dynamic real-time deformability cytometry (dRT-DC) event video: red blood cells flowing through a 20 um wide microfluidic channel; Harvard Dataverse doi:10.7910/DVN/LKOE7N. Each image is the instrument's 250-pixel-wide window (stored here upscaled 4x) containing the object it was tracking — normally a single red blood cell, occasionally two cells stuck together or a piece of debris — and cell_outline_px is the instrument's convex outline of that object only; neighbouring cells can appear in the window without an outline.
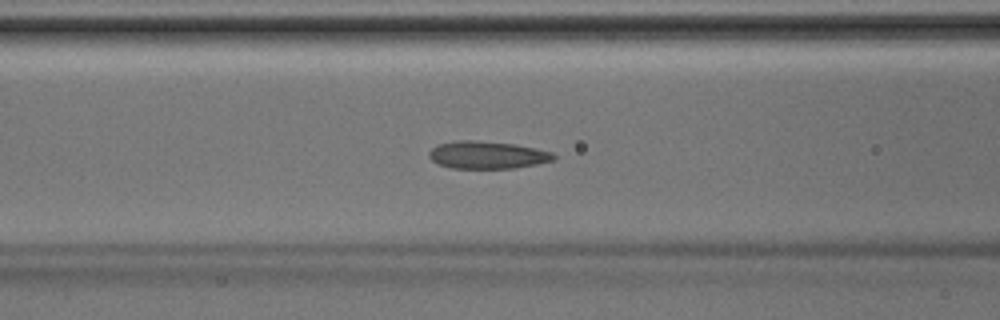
{"species": "Egyptian fruit bat (a non-hibernating species)", "species_latin": "Rousettus aegyptiacus", "temperature_condition": "room temperature", "stored_images_in_passage": 39, "camera_frame_rate_fps": 3000, "um_per_image_px": 0.085, "animal": {"sex": "male"}, "frame": {"image": 1, "passage_image": 13, "time_ms": 4.0, "image_size_px": [1000, 320], "cell_outline_px": [[556, 160], [516, 168], [452, 168], [436, 164], [428, 156], [428, 152], [436, 144], [456, 140], [476, 140], [516, 144], [536, 148], [552, 152], [556, 156]], "centroid_in_image_um": [41.41, 13.16], "position_along_channel_um": 125.2, "area_um2": 20.29}}
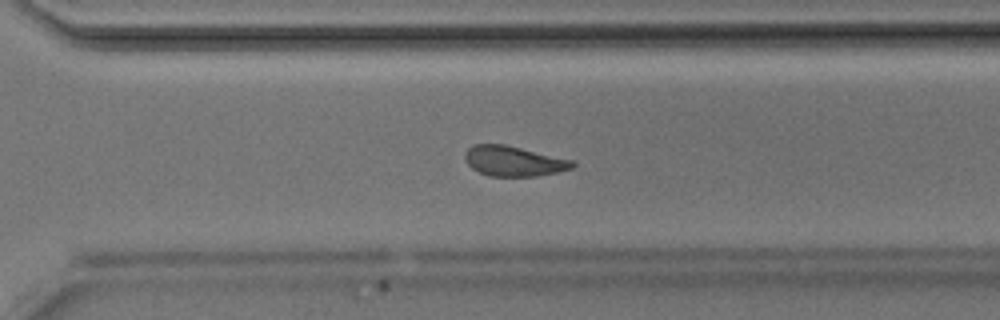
{"frame": {"image": 2, "passage_image": 26, "time_ms": 8.333, "image_size_px": [1000, 320], "cell_outline_px": [[576, 164], [572, 168], [556, 172], [536, 176], [488, 176], [472, 168], [464, 160], [464, 152], [472, 144], [504, 144], [572, 160]], "centroid_in_image_um": [43.61, 13.69], "position_along_channel_um": 327.0, "area_um2": 18.79}}
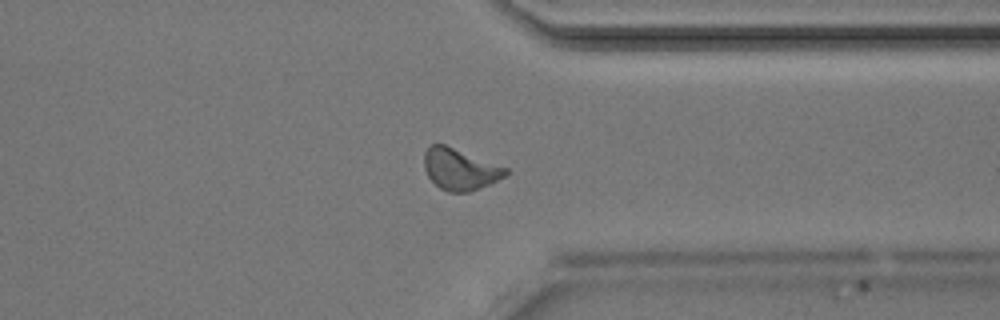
{"frame": {"image": 3, "passage_image": 29, "time_ms": 9.333, "image_size_px": [1000, 320], "cell_outline_px": [[508, 172], [504, 176], [472, 192], [448, 192], [440, 188], [428, 176], [424, 168], [424, 152], [432, 144], [444, 144], [508, 168]], "centroid_in_image_um": [39.07, 14.39], "position_along_channel_um": 372.3, "area_um2": 19.42}}